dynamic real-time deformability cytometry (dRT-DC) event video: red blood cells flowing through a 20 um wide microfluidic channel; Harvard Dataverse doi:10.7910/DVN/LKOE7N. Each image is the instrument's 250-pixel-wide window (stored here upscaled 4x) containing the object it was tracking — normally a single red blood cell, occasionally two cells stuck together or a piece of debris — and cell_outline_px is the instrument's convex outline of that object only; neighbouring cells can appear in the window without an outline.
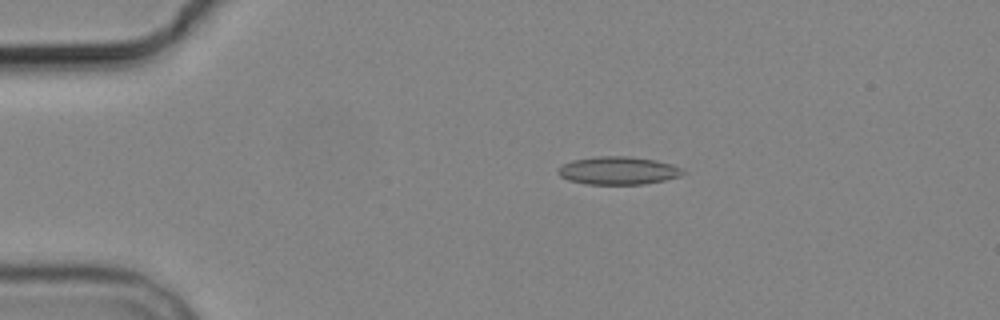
{"species": "common noctule bat (a hibernating species)", "species_latin": "Nyctalus noctula", "temperature_condition": "cold", "stored_images_in_passage": 5, "camera_frame_rate_fps": 3000, "um_per_image_px": 0.085, "animal": {"sex": "male", "body_mass_g": 19.2, "forearm_length_mm": 51.8}, "frame": {"image": 1, "passage_image": 5, "time_ms": 4.667, "image_size_px": [1000, 320], "cell_outline_px": [[688, 172], [680, 176], [664, 180], [644, 184], [584, 184], [568, 180], [560, 176], [556, 172], [556, 168], [572, 160], [596, 156], [628, 156], [656, 160], [672, 164], [684, 168]], "centroid_in_image_um": [52.55, 14.49], "position_along_channel_um": 32.4, "area_um2": 20.63}}